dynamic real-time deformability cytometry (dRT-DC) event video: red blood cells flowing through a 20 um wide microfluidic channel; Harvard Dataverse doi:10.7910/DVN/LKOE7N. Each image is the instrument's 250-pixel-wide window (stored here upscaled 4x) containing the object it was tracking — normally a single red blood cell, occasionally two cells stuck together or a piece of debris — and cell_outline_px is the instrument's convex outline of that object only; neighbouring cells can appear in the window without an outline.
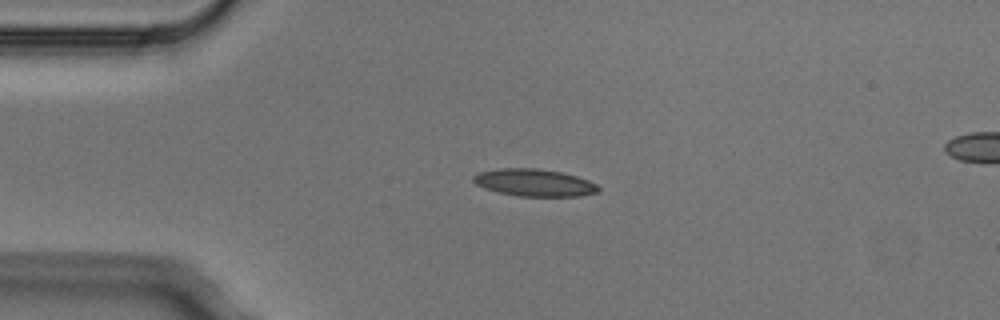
{"species": "Egyptian fruit bat (a non-hibernating species)", "species_latin": "Rousettus aegyptiacus", "temperature_condition": "cold", "stored_images_in_passage": 6, "camera_frame_rate_fps": 3000, "um_per_image_px": 0.085, "animal": {"sex": "male"}, "frame": {"image": 1, "passage_image": 3, "time_ms": 0.667, "image_size_px": [1000, 320], "cell_outline_px": [[600, 192], [580, 196], [516, 196], [484, 188], [476, 184], [472, 180], [472, 176], [480, 172], [504, 168], [536, 168], [560, 172], [576, 176], [588, 180], [596, 184], [600, 188]], "centroid_in_image_um": [45.43, 15.53], "position_along_channel_um": 39.6, "area_um2": 19.77}}
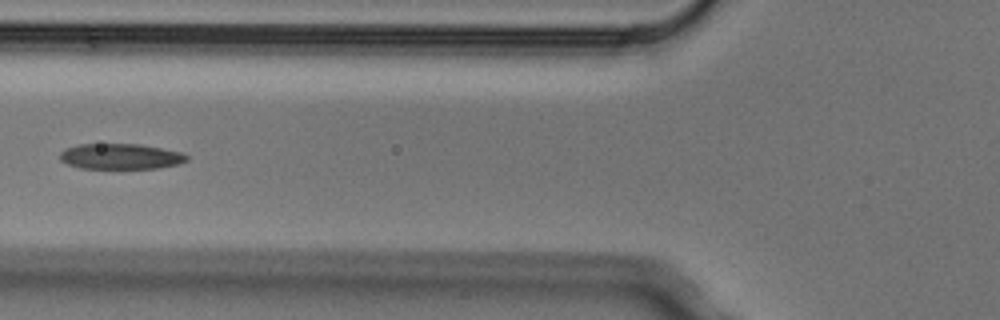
{"frame": {"image": 2, "passage_image": 5, "time_ms": 1.333, "image_size_px": [1000, 320], "cell_outline_px": [[188, 160], [180, 164], [160, 168], [80, 168], [68, 164], [60, 160], [60, 152], [64, 148], [80, 144], [140, 144], [180, 152], [188, 156]], "centroid_in_image_um": [10.24, 13.29], "position_along_channel_um": 115.6, "area_um2": 18.9}}
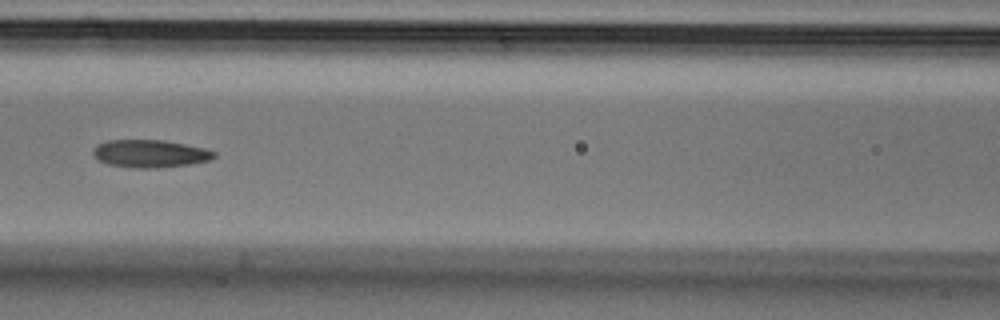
{"frame": {"image": 3, "passage_image": 6, "time_ms": 1.667, "image_size_px": [1000, 320], "cell_outline_px": [[216, 156], [208, 160], [192, 164], [156, 168], [132, 168], [108, 164], [100, 160], [92, 152], [92, 148], [96, 144], [108, 140], [164, 140], [204, 148], [216, 152]], "centroid_in_image_um": [12.74, 13.06], "position_along_channel_um": 153.9, "area_um2": 19.54}}